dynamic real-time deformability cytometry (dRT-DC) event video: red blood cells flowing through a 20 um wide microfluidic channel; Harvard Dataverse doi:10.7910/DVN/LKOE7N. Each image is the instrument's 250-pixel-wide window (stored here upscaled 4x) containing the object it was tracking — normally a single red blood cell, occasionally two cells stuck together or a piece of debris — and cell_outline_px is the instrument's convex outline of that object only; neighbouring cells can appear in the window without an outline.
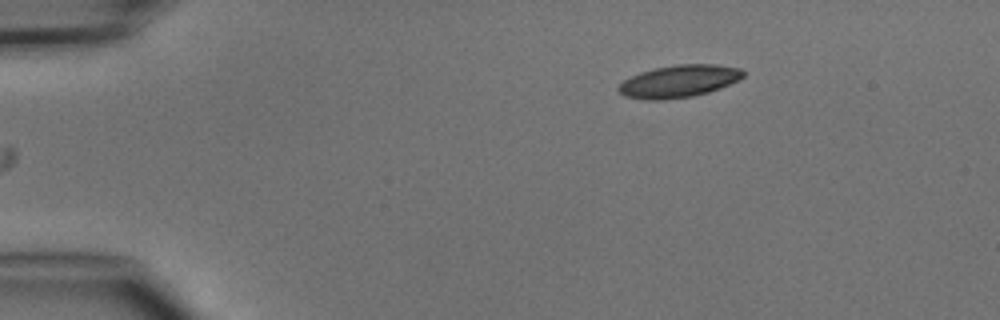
{"species": "common noctule bat (a hibernating species)", "species_latin": "Nyctalus noctula", "temperature_condition": "cold", "stored_images_in_passage": 4, "camera_frame_rate_fps": 3000, "um_per_image_px": 0.085, "animal": {"sex": "male", "body_mass_g": 15.6}, "frame": {"image": 1, "passage_image": 4, "time_ms": 3.333, "image_size_px": [1000, 320], "cell_outline_px": [[744, 76], [740, 80], [720, 88], [708, 92], [692, 96], [664, 100], [644, 100], [624, 96], [616, 88], [624, 80], [640, 72], [652, 68], [676, 64], [716, 64], [740, 68], [744, 72]], "centroid_in_image_um": [57.71, 6.9], "position_along_channel_um": 27.3, "area_um2": 23.7}}